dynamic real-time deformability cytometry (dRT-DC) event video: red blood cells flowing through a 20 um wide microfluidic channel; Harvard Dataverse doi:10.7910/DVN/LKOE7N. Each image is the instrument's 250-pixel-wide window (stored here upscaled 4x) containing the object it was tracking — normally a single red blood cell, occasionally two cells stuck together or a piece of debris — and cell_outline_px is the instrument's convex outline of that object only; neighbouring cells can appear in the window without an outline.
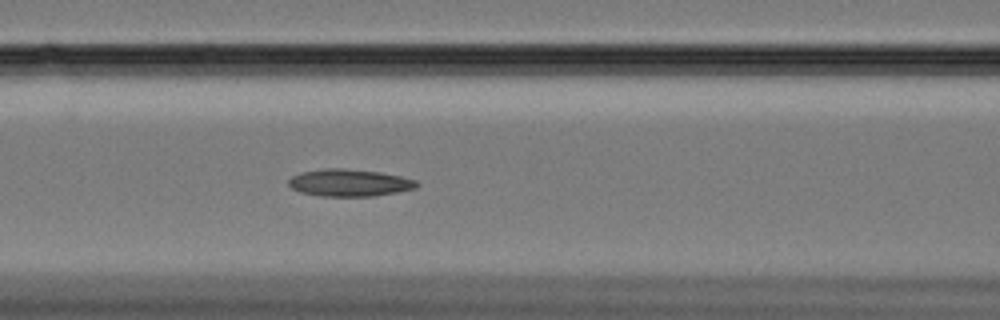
{"species": "Egyptian fruit bat (a non-hibernating species)", "species_latin": "Rousettus aegyptiacus", "temperature_condition": "cold", "stored_images_in_passage": 24, "camera_frame_rate_fps": 3000, "um_per_image_px": 0.085, "animal": {"sex": "female"}, "frame": {"image": 1, "passage_image": 15, "time_ms": 4.667, "image_size_px": [1000, 320], "cell_outline_px": [[420, 184], [416, 188], [396, 192], [372, 196], [320, 196], [300, 192], [292, 188], [288, 184], [288, 180], [292, 176], [300, 172], [324, 168], [344, 168], [380, 172], [400, 176], [416, 180]], "centroid_in_image_um": [29.68, 15.53], "position_along_channel_um": 136.9, "area_um2": 20.35}}
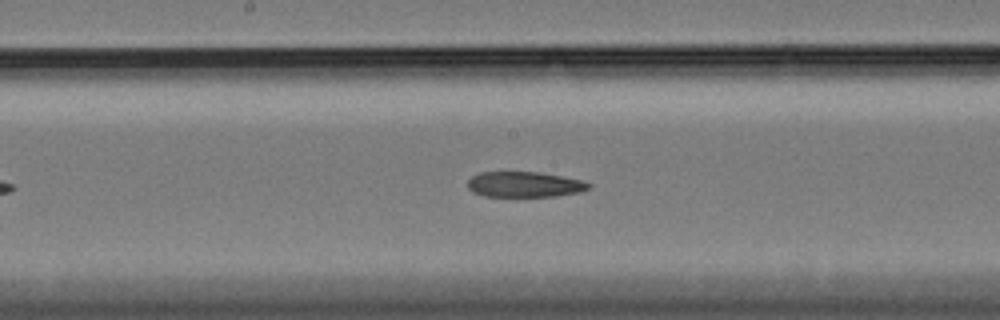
{"frame": {"image": 2, "passage_image": 21, "time_ms": 6.667, "image_size_px": [1000, 320], "cell_outline_px": [[592, 184], [588, 188], [580, 192], [556, 196], [484, 196], [472, 192], [468, 188], [468, 180], [472, 176], [480, 172], [536, 172], [584, 180]], "centroid_in_image_um": [44.57, 15.68], "position_along_channel_um": 203.6, "area_um2": 17.92}}
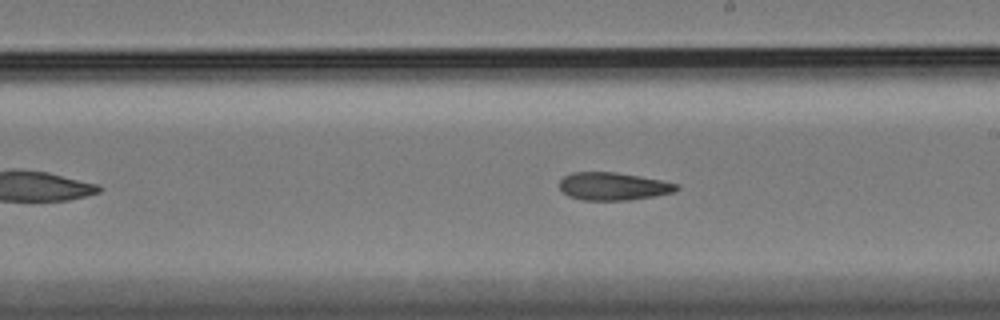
{"frame": {"image": 3, "passage_image": 24, "time_ms": 7.667, "image_size_px": [1000, 320], "cell_outline_px": [[680, 188], [672, 192], [652, 196], [628, 200], [584, 200], [568, 196], [560, 188], [560, 180], [564, 176], [572, 172], [616, 172], [640, 176], [680, 184]], "centroid_in_image_um": [52.12, 15.83], "position_along_channel_um": 236.9, "area_um2": 18.84}}